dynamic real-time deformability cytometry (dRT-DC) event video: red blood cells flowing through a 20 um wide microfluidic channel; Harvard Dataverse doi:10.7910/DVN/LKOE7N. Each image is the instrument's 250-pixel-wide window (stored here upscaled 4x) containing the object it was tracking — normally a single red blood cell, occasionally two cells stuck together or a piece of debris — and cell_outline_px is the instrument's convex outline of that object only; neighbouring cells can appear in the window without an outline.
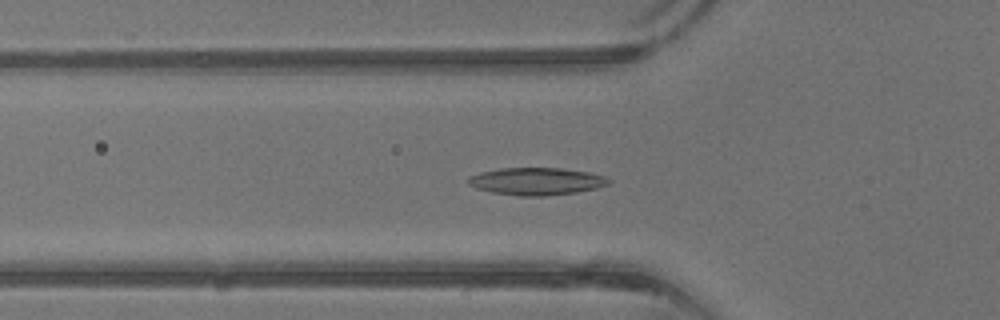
{"species": "common noctule bat (a hibernating species)", "species_latin": "Nyctalus noctula", "temperature_condition": "warm", "stored_images_in_passage": 39, "camera_frame_rate_fps": 3000, "um_per_image_px": 0.085, "animal": {"sex": "male", "body_mass_g": 13.3}, "frame": {"image": 1, "passage_image": 15, "time_ms": 4.667, "image_size_px": [1000, 320], "cell_outline_px": [[612, 180], [608, 184], [596, 188], [576, 192], [544, 196], [516, 196], [492, 192], [476, 188], [468, 184], [468, 176], [480, 172], [500, 168], [560, 168], [588, 172], [604, 176]], "centroid_in_image_um": [45.57, 15.41], "position_along_channel_um": 80.2, "area_um2": 22.43}}
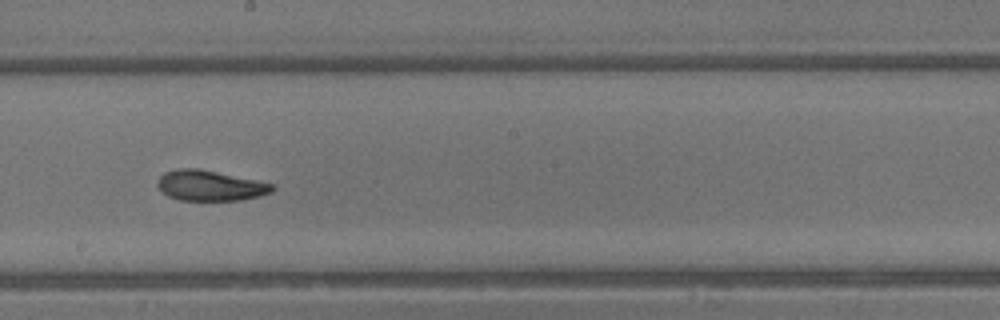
{"frame": {"image": 2, "passage_image": 24, "time_ms": 7.667, "image_size_px": [1000, 320], "cell_outline_px": [[276, 188], [272, 192], [260, 196], [244, 200], [180, 200], [168, 196], [160, 192], [156, 184], [160, 176], [164, 172], [180, 168], [200, 168], [256, 180], [272, 184]], "centroid_in_image_um": [17.84, 15.78], "position_along_channel_um": 230.4, "area_um2": 20.52}}
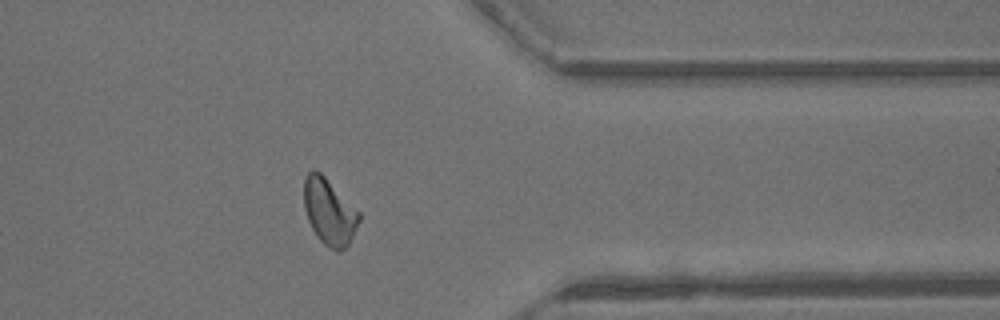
{"frame": {"image": 3, "passage_image": 34, "time_ms": 11.0, "image_size_px": [1000, 320], "cell_outline_px": [[360, 220], [348, 244], [340, 252], [336, 252], [324, 244], [316, 236], [308, 220], [304, 208], [304, 176], [312, 168], [320, 172], [360, 212]], "centroid_in_image_um": [27.97, 17.99], "position_along_channel_um": 383.4, "area_um2": 21.21}}